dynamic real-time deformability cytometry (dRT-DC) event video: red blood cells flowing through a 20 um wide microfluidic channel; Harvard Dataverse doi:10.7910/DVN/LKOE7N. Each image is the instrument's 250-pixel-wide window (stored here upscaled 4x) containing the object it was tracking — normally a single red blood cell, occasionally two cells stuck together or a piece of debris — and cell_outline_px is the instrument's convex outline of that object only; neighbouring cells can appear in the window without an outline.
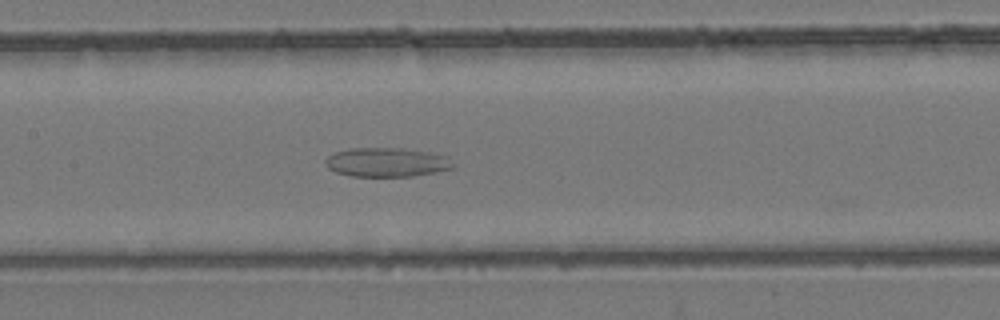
{"species": "common noctule bat (a hibernating species)", "species_latin": "Nyctalus noctula", "temperature_condition": "room temperature", "stored_images_in_passage": 49, "camera_frame_rate_fps": 3000, "um_per_image_px": 0.085, "animal": {"sex": "female", "body_mass_g": 24.6, "forearm_length_mm": 56.2}, "frame": {"image": 1, "passage_image": 20, "time_ms": 6.333, "image_size_px": [1000, 320], "cell_outline_px": [[456, 164], [452, 168], [412, 176], [352, 176], [336, 172], [328, 168], [324, 160], [328, 156], [336, 152], [352, 148], [400, 148], [428, 152], [448, 156]], "centroid_in_image_um": [32.88, 13.79], "position_along_channel_um": 174.5, "area_um2": 21.5}}
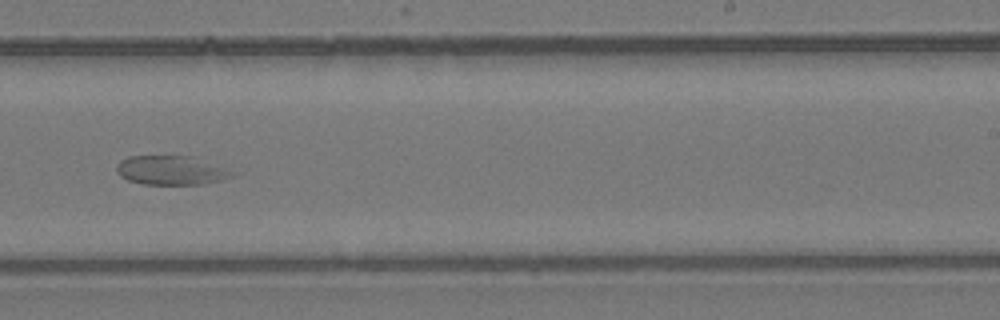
{"frame": {"image": 2, "passage_image": 28, "time_ms": 9.0, "image_size_px": [1000, 320], "cell_outline_px": [[236, 172], [232, 176], [220, 180], [204, 184], [144, 184], [128, 180], [120, 176], [116, 172], [116, 168], [120, 160], [128, 156], [192, 156]], "centroid_in_image_um": [14.51, 14.47], "position_along_channel_um": 274.5, "area_um2": 19.48}}
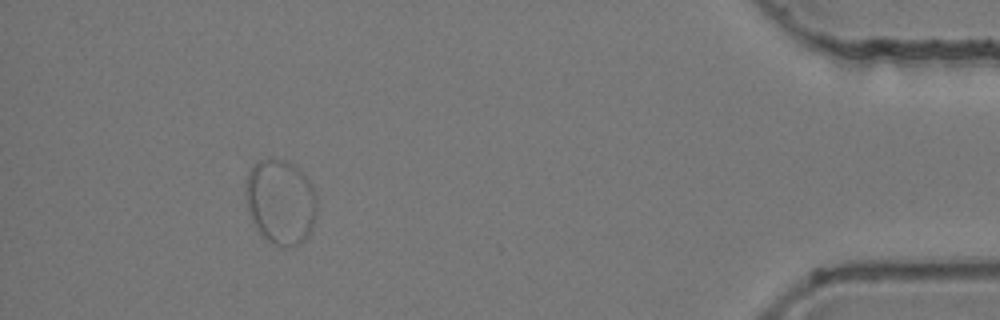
{"frame": {"image": 3, "passage_image": 44, "time_ms": 14.333, "image_size_px": [1000, 320], "cell_outline_px": [[316, 212], [312, 228], [304, 240], [300, 244], [276, 244], [268, 240], [256, 228], [252, 220], [248, 208], [244, 192], [248, 172], [260, 160], [288, 160], [300, 168], [308, 176], [312, 184], [316, 200]], "centroid_in_image_um": [23.86, 17.1], "position_along_channel_um": 411.3, "area_um2": 34.97}}